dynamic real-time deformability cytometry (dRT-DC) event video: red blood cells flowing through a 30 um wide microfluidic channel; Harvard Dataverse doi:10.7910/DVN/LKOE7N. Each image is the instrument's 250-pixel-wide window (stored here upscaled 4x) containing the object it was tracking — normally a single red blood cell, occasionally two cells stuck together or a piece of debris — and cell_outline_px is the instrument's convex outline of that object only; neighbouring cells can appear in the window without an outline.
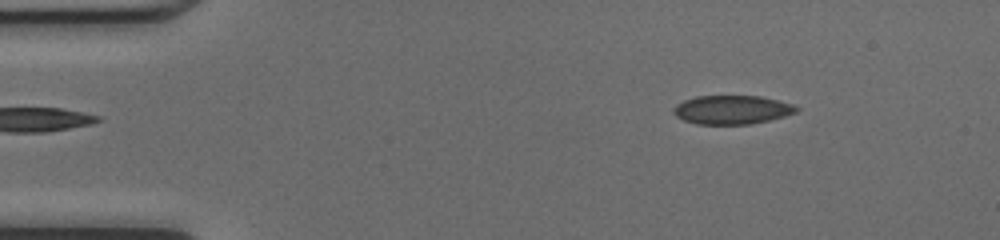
{"species": "common noctule bat (a hibernating species)", "species_latin": "Nyctalus noctula", "temperature_condition": "cold", "stored_images_in_passage": 42, "camera_frame_rate_fps": 3000, "um_per_image_px": 0.085, "animal": {"sex": "female", "body_mass_g": 17.0, "forearm_length_mm": 48.0}, "frame": {"image": 1, "passage_image": 1, "time_ms": 0.0, "image_size_px": [1000, 240], "cell_outline_px": [[800, 108], [796, 112], [784, 116], [752, 124], [696, 124], [684, 120], [676, 116], [672, 112], [672, 108], [676, 104], [684, 100], [696, 96], [760, 96], [792, 104]], "centroid_in_image_um": [62.18, 9.33], "position_along_channel_um": 22.8, "area_um2": 20.58}}
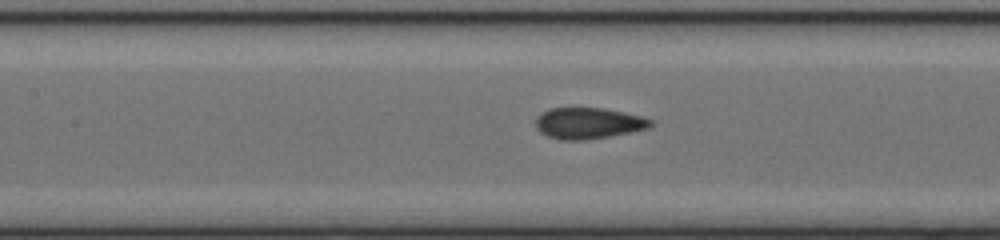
{"frame": {"image": 2, "passage_image": 16, "time_ms": 5.0, "image_size_px": [1000, 240], "cell_outline_px": [[656, 124], [648, 128], [608, 136], [584, 140], [560, 140], [548, 136], [540, 132], [536, 128], [536, 120], [544, 112], [552, 108], [604, 108], [640, 116], [652, 120]], "centroid_in_image_um": [50.02, 10.48], "position_along_channel_um": 157.4, "area_um2": 20.58}}
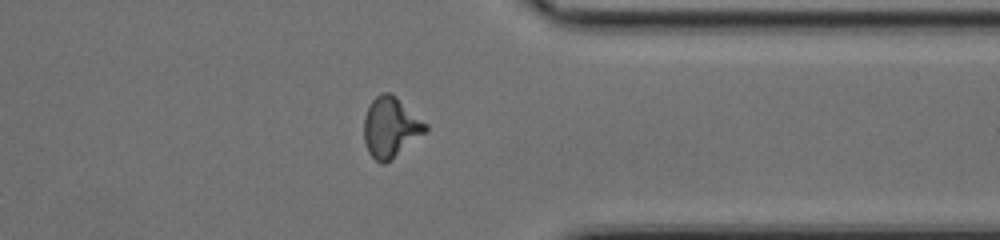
{"frame": {"image": 3, "passage_image": 32, "time_ms": 10.333, "image_size_px": [1000, 240], "cell_outline_px": [[428, 132], [384, 164], [380, 164], [368, 152], [364, 140], [364, 116], [368, 104], [380, 92], [388, 92], [396, 96], [428, 124]], "centroid_in_image_um": [33.21, 10.8], "position_along_channel_um": 378.2, "area_um2": 21.85}, "authors_computed_cell_mechanics": {"area_um2": 20.5768, "velocity_mm_per_s": 4.2844, "shape_relaxation_time_tau1_ms": 4.1622, "shape_relaxation_time_tau2_ms": 1.6223, "deformation_change_tau1": 0.122, "deformation_change_tau2": 0.0485}}